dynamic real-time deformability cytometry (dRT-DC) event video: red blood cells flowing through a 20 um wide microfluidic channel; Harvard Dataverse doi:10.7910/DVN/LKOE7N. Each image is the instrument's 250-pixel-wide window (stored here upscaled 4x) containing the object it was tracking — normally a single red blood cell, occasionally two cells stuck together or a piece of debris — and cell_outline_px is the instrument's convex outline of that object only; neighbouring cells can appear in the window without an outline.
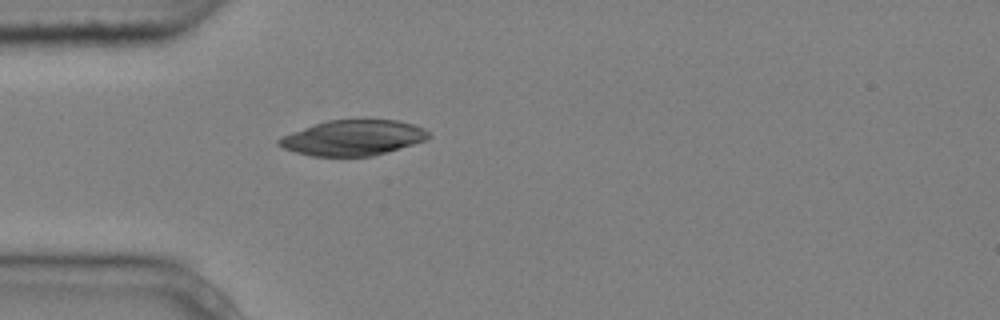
{"species": "common noctule bat (a hibernating species)", "species_latin": "Nyctalus noctula", "temperature_condition": "cold", "stored_images_in_passage": 1, "camera_frame_rate_fps": 3000, "um_per_image_px": 0.085, "animal": {"sex": "male", "body_mass_g": 20.4}, "frame": {"image": 1, "passage_image": 1, "time_ms": 0.0, "image_size_px": [1000, 320], "cell_outline_px": [[432, 136], [424, 140], [412, 144], [372, 156], [312, 156], [296, 152], [284, 148], [276, 144], [276, 140], [280, 136], [328, 120], [396, 120], [412, 124], [424, 128]], "centroid_in_image_um": [29.98, 11.71], "position_along_channel_um": 55.0, "area_um2": 30.52}}